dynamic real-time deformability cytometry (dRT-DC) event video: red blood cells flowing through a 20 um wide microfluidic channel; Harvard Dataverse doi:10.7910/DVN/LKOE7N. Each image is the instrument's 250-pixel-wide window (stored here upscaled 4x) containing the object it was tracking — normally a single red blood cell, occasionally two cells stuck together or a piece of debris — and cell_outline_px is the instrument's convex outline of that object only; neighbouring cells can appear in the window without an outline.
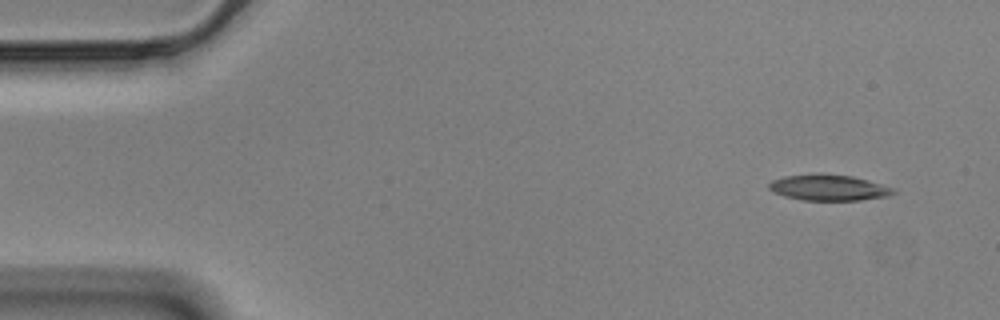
{"species": "Egyptian fruit bat (a non-hibernating species)", "species_latin": "Rousettus aegyptiacus", "temperature_condition": "cold", "stored_images_in_passage": 53, "camera_frame_rate_fps": 3000, "um_per_image_px": 0.085, "animal": {"sex": "male"}, "frame": {"image": 1, "passage_image": 1, "time_ms": 0.0, "image_size_px": [1000, 320], "cell_outline_px": [[896, 192], [888, 196], [860, 200], [800, 200], [784, 196], [772, 192], [768, 188], [768, 184], [772, 180], [784, 176], [852, 176], [868, 180], [892, 188]], "centroid_in_image_um": [70.42, 15.99], "position_along_channel_um": 14.6, "area_um2": 18.03}}
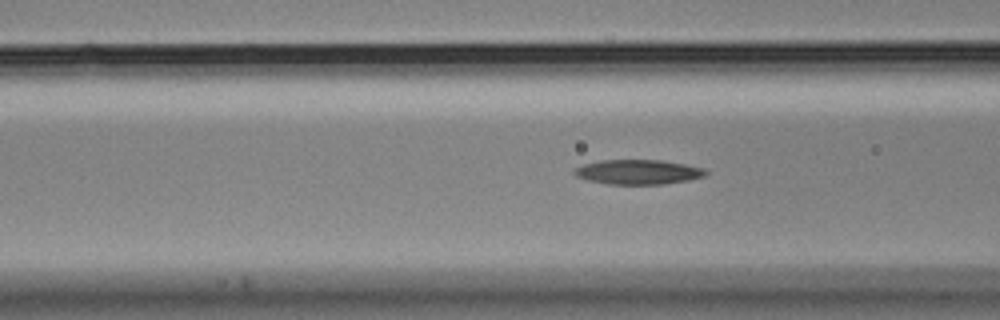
{"frame": {"image": 2, "passage_image": 18, "time_ms": 5.667, "image_size_px": [1000, 320], "cell_outline_px": [[708, 172], [704, 176], [688, 180], [664, 184], [608, 184], [588, 180], [576, 176], [572, 172], [576, 168], [584, 164], [600, 160], [660, 160], [684, 164], [704, 168]], "centroid_in_image_um": [54.23, 14.62], "position_along_channel_um": 112.4, "area_um2": 18.79}}
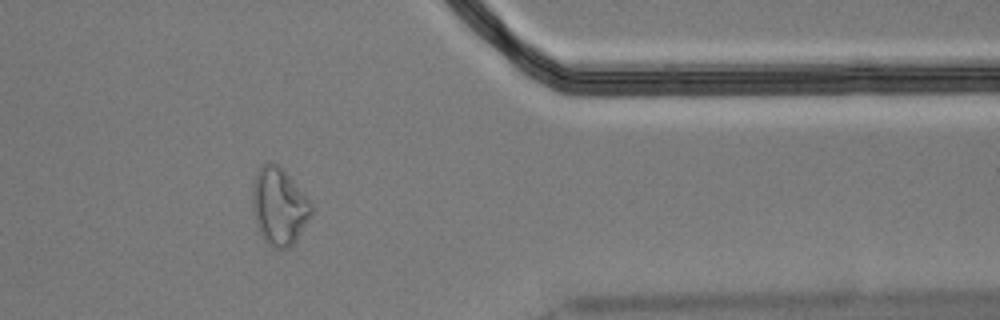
{"frame": {"image": 3, "passage_image": 43, "time_ms": 14.0, "image_size_px": [1000, 320], "cell_outline_px": [[312, 216], [296, 240], [292, 244], [284, 248], [272, 248], [264, 240], [260, 232], [252, 208], [252, 180], [260, 164], [276, 164], [288, 176], [312, 204]], "centroid_in_image_um": [23.7, 17.55], "position_along_channel_um": 387.7, "area_um2": 26.13}, "authors_computed_cell_mechanics": {"area_um2": 19.363, "velocity_mm_per_s": 3.505, "shape_relaxation_time_tau1_ms": null, "shape_relaxation_time_tau2_ms": 11.3314, "deformation_change_tau1": null, "deformation_change_tau2": 0.2167}}